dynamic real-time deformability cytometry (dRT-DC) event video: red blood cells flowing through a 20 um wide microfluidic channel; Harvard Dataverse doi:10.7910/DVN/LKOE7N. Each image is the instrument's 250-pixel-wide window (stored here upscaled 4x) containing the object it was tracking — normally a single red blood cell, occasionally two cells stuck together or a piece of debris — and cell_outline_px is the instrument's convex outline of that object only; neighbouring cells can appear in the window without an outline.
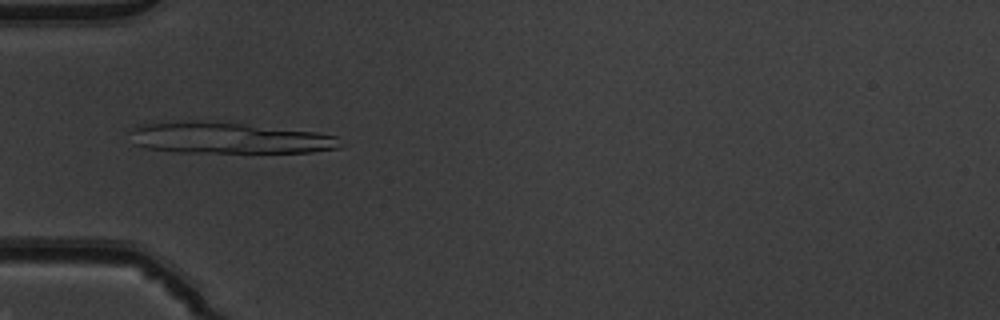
{"species": "common noctule bat (a hibernating species)", "species_latin": "Nyctalus noctula", "temperature_condition": "warm", "stored_images_in_passage": 52, "camera_frame_rate_fps": 3000, "um_per_image_px": 0.085, "animal": {"sex": "male", "body_mass_g": 19.5, "forearm_length_mm": 54.6}, "frame": {"image": 1, "passage_image": 17, "time_ms": 5.333, "image_size_px": [1000, 320], "cell_outline_px": [[348, 144], [340, 148], [312, 152], [172, 152], [144, 148], [132, 144], [132, 132], [136, 124], [176, 120], [200, 120], [244, 124], [316, 132], [336, 136]], "centroid_in_image_um": [19.43, 11.72], "position_along_channel_um": 65.6, "area_um2": 38.9}}
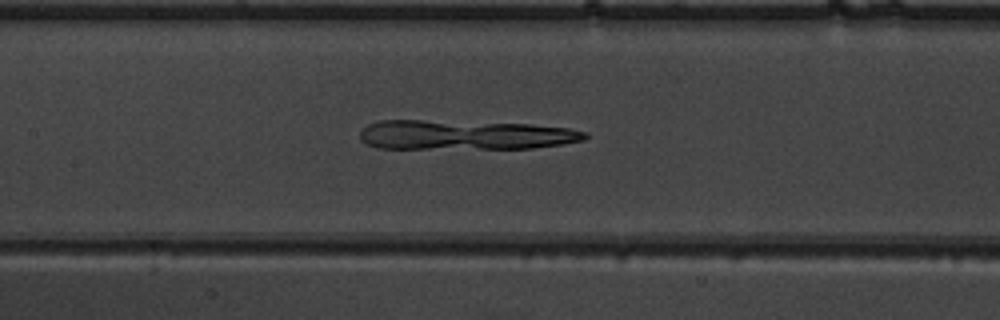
{"frame": {"image": 2, "passage_image": 25, "time_ms": 8.0, "image_size_px": [1000, 320], "cell_outline_px": [[588, 136], [584, 140], [564, 144], [532, 148], [376, 148], [360, 140], [360, 132], [368, 124], [380, 120], [420, 120], [528, 124], [568, 128], [588, 132]], "centroid_in_image_um": [39.52, 11.47], "position_along_channel_um": 167.9, "area_um2": 38.67}}